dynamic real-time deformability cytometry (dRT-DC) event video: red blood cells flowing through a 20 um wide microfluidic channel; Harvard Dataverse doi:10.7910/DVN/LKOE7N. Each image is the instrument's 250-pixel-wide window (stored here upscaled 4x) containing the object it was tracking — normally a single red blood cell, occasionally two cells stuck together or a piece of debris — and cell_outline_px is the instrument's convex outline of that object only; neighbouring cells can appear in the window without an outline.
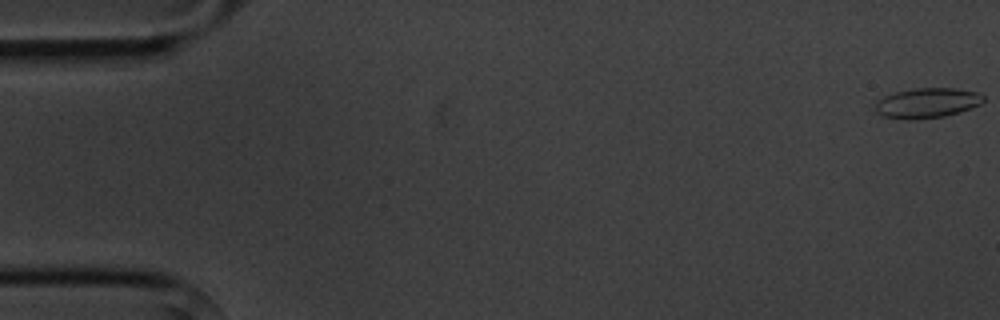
{"species": "common noctule bat (a hibernating species)", "species_latin": "Nyctalus noctula", "temperature_condition": "cold", "stored_images_in_passage": 5, "camera_frame_rate_fps": 3000, "um_per_image_px": 0.085, "animal": {"sex": "male", "body_mass_g": 20.1, "forearm_length_mm": 53.5}, "frame": {"image": 1, "passage_image": 1, "time_ms": 0.0, "image_size_px": [1000, 320], "cell_outline_px": [[984, 100], [980, 104], [960, 112], [944, 116], [916, 120], [912, 120], [884, 116], [876, 112], [876, 104], [884, 96], [896, 92], [916, 88], [956, 88], [980, 92], [984, 96]], "centroid_in_image_um": [78.85, 8.75], "position_along_channel_um": 6.1, "area_um2": 18.84}}